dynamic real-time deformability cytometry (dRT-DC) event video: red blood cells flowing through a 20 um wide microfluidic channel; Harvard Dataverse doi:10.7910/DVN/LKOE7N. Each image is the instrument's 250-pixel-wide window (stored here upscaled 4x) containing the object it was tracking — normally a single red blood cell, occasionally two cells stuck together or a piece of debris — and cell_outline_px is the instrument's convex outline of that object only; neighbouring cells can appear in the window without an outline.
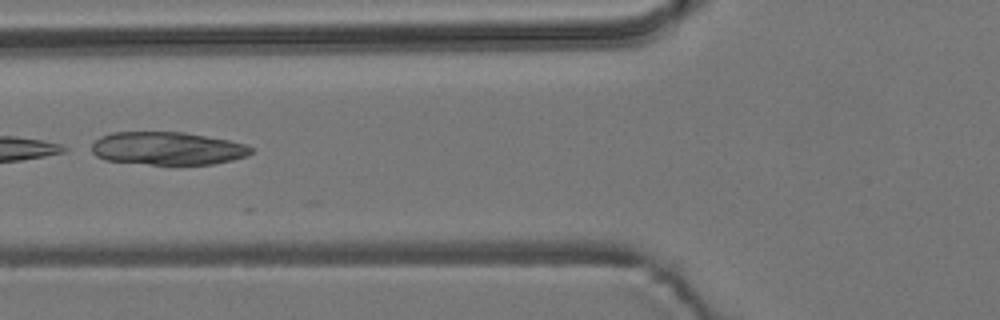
{"species": "common noctule bat (a hibernating species)", "species_latin": "Nyctalus noctula", "temperature_condition": "room temperature", "stored_images_in_passage": 8, "camera_frame_rate_fps": 3000, "um_per_image_px": 0.085, "animal": {"sex": "male", "body_mass_g": 19.2, "forearm_length_mm": 51.8}, "frame": {"image": 1, "passage_image": 6, "time_ms": 5.667, "image_size_px": [1000, 320], "cell_outline_px": [[252, 152], [248, 156], [232, 160], [212, 164], [148, 164], [104, 160], [96, 156], [92, 152], [92, 144], [100, 136], [112, 132], [184, 132], [228, 140], [244, 144], [252, 148]], "centroid_in_image_um": [14.21, 12.61], "position_along_channel_um": 111.6, "area_um2": 30.58}}
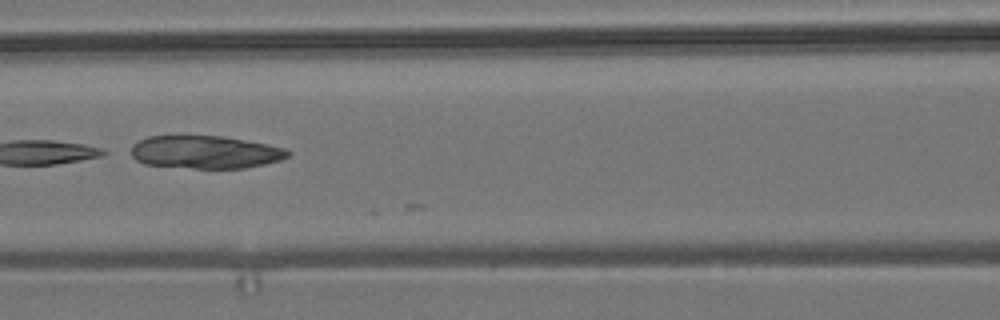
{"frame": {"image": 2, "passage_image": 7, "time_ms": 6.667, "image_size_px": [1000, 320], "cell_outline_px": [[292, 152], [288, 156], [280, 160], [264, 164], [244, 168], [192, 168], [144, 164], [136, 160], [132, 156], [132, 144], [148, 136], [224, 136], [268, 144], [284, 148]], "centroid_in_image_um": [17.46, 12.93], "position_along_channel_um": 149.1, "area_um2": 30.0}}